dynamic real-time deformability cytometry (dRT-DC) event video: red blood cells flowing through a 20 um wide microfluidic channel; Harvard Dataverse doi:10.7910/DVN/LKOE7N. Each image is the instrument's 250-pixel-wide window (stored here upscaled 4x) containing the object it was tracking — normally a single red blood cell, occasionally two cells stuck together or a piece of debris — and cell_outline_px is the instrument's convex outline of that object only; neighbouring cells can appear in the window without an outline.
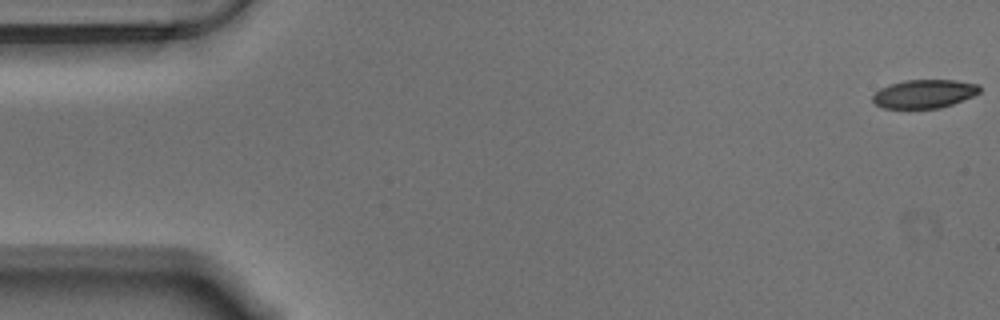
{"species": "Egyptian fruit bat (a non-hibernating species)", "species_latin": "Rousettus aegyptiacus", "temperature_condition": "warm", "stored_images_in_passage": 57, "camera_frame_rate_fps": 3000, "um_per_image_px": 0.085, "animal": {"sex": "male"}, "frame": {"image": 1, "passage_image": 1, "time_ms": 0.0, "image_size_px": [1000, 320], "cell_outline_px": [[980, 92], [972, 96], [952, 104], [940, 108], [884, 108], [876, 104], [872, 100], [872, 96], [880, 88], [904, 80], [952, 80], [980, 84]], "centroid_in_image_um": [78.56, 7.97], "position_along_channel_um": 6.4, "area_um2": 17.63}}
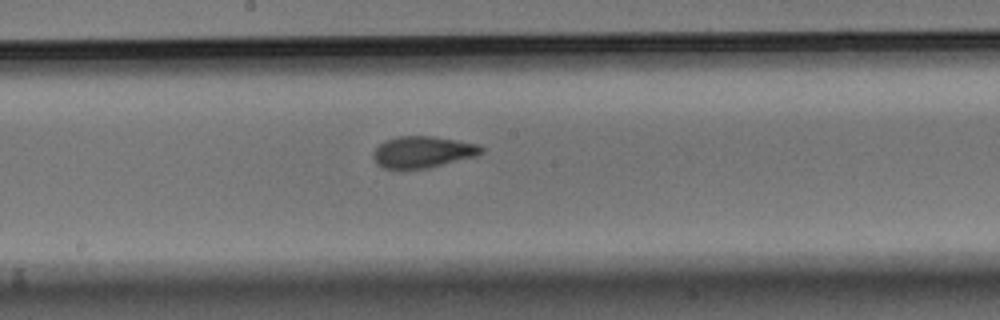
{"frame": {"image": 2, "passage_image": 30, "time_ms": 9.667, "image_size_px": [1000, 320], "cell_outline_px": [[484, 152], [476, 156], [428, 168], [400, 172], [396, 172], [384, 168], [376, 164], [372, 156], [376, 148], [384, 140], [400, 136], [432, 136], [480, 144], [484, 148]], "centroid_in_image_um": [35.9, 12.96], "position_along_channel_um": 212.3, "area_um2": 20.52}}
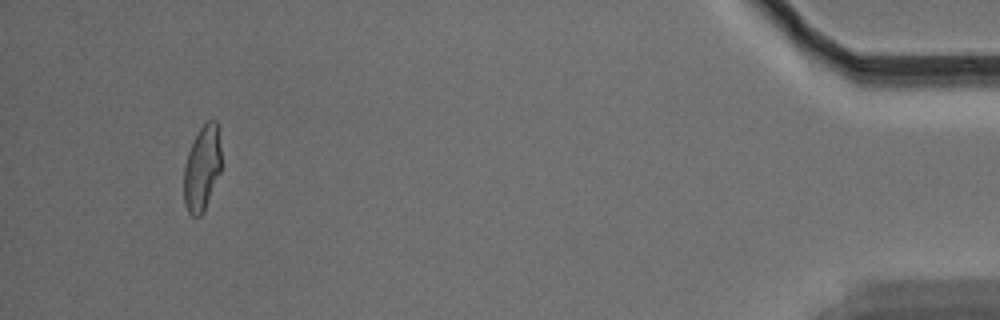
{"frame": {"image": 3, "passage_image": 54, "time_ms": 17.667, "image_size_px": [1000, 320], "cell_outline_px": [[220, 172], [204, 212], [200, 216], [192, 216], [188, 212], [184, 204], [184, 164], [188, 152], [200, 128], [208, 120], [216, 120], [220, 148]], "centroid_in_image_um": [17.16, 14.34], "position_along_channel_um": 418.0, "area_um2": 18.38}, "authors_computed_cell_mechanics": {"area_um2": 19.5942, "velocity_mm_per_s": 3.5257, "shape_relaxation_time_tau1_ms": 5.9463, "shape_relaxation_time_tau2_ms": 1.4997, "deformation_change_tau1": 0.1986, "deformation_change_tau2": 0.0849}}